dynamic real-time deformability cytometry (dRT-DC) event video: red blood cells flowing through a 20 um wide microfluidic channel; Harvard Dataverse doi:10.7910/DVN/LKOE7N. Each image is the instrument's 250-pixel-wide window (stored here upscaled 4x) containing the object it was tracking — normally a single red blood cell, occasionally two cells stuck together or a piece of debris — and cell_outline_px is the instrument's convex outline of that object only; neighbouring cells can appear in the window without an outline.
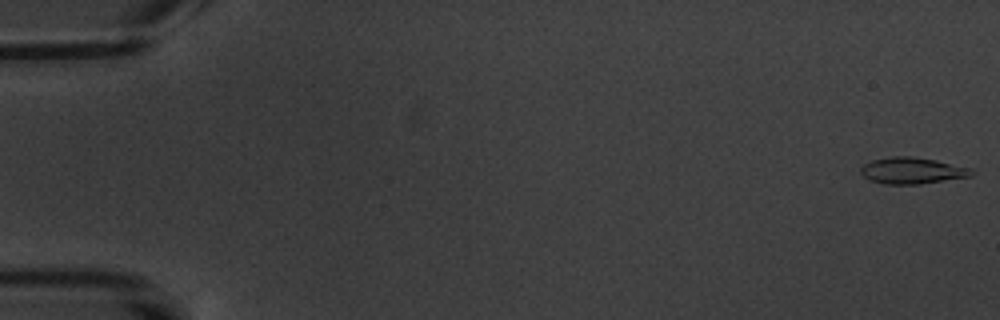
{"species": "common noctule bat (a hibernating species)", "species_latin": "Nyctalus noctula", "temperature_condition": "warm", "stored_images_in_passage": 6, "camera_frame_rate_fps": 3000, "um_per_image_px": 0.085, "animal": {"sex": "male", "body_mass_g": 20.1, "forearm_length_mm": 53.5}, "frame": {"image": 1, "passage_image": 1, "time_ms": 0.0, "image_size_px": [1000, 320], "cell_outline_px": [[976, 172], [972, 176], [920, 184], [884, 184], [868, 180], [860, 172], [860, 168], [864, 164], [872, 160], [892, 156], [912, 156], [936, 160], [972, 168]], "centroid_in_image_um": [77.55, 14.5], "position_along_channel_um": 7.5, "area_um2": 17.22}}